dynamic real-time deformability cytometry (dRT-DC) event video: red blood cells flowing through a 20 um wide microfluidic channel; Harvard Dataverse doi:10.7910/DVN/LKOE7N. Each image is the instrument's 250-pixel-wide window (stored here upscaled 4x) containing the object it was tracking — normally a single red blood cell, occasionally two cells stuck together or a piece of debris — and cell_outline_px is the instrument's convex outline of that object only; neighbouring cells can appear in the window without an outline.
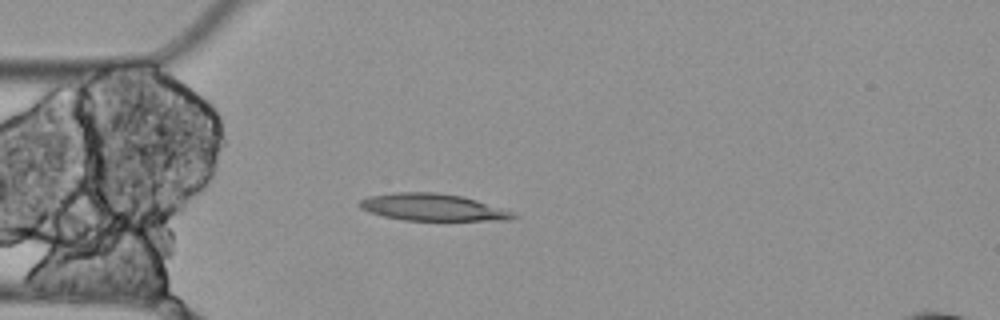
{"species": "Egyptian fruit bat (a non-hibernating species)", "species_latin": "Rousettus aegyptiacus", "temperature_condition": "cold", "stored_images_in_passage": 5, "camera_frame_rate_fps": 3000, "um_per_image_px": 0.085, "animal": {"sex": "female"}, "frame": {"image": 1, "passage_image": 4, "time_ms": 1.0, "image_size_px": [1000, 320], "cell_outline_px": [[520, 216], [508, 220], [404, 220], [384, 216], [360, 208], [356, 204], [360, 200], [368, 196], [392, 192], [436, 192], [460, 196], [476, 200], [512, 212]], "centroid_in_image_um": [36.73, 17.61], "position_along_channel_um": 48.3, "area_um2": 23.99}}